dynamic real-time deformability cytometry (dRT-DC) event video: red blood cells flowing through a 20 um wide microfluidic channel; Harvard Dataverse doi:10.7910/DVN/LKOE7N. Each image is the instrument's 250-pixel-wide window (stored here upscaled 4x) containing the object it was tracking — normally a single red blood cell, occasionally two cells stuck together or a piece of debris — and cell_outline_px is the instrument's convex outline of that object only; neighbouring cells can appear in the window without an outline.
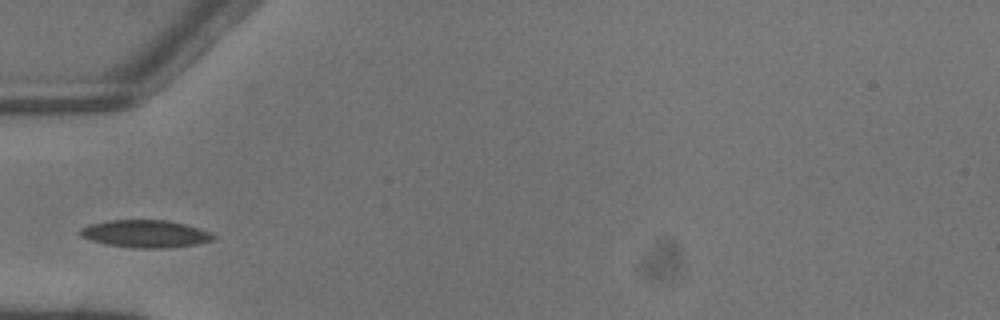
{"species": "common noctule bat (a hibernating species)", "species_latin": "Nyctalus noctula", "temperature_condition": "warm", "stored_images_in_passage": 1, "camera_frame_rate_fps": 3000, "um_per_image_px": 0.085, "animal": {"sex": "male", "body_mass_g": 13.3}, "frame": {"image": 1, "passage_image": 1, "time_ms": 0.0, "image_size_px": [1000, 320], "cell_outline_px": [[216, 236], [212, 240], [196, 244], [168, 248], [132, 248], [104, 244], [88, 240], [80, 236], [80, 228], [92, 224], [108, 220], [164, 220], [184, 224], [200, 228], [212, 232]], "centroid_in_image_um": [12.35, 19.88], "position_along_channel_um": 72.7, "area_um2": 21.44}}